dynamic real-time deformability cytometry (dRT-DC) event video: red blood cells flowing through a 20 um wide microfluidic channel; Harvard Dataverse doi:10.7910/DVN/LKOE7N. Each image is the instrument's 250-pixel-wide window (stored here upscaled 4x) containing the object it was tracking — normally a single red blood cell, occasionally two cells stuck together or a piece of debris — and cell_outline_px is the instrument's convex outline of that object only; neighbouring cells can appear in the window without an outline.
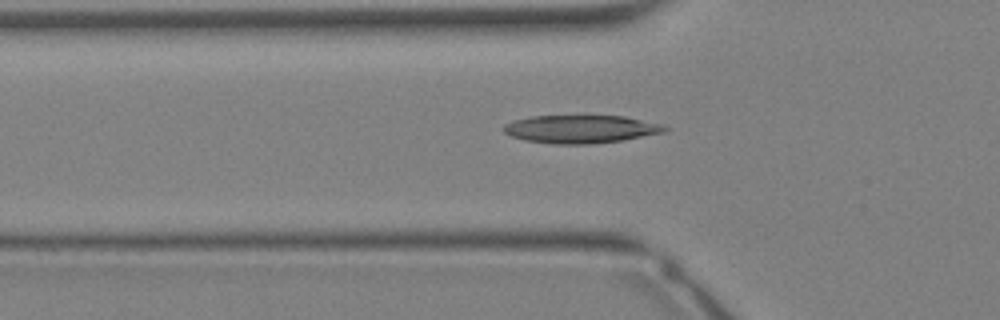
{"species": "Egyptian fruit bat (a non-hibernating species)", "species_latin": "Rousettus aegyptiacus", "temperature_condition": "warm", "stored_images_in_passage": 24, "camera_frame_rate_fps": 3000, "um_per_image_px": 0.085, "animal": {"sex": "female"}, "frame": {"image": 1, "passage_image": 3, "time_ms": 0.667, "image_size_px": [1000, 320], "cell_outline_px": [[668, 128], [664, 132], [624, 140], [588, 144], [552, 144], [524, 140], [512, 136], [504, 132], [500, 128], [504, 124], [512, 120], [532, 116], [624, 116], [664, 124]], "centroid_in_image_um": [49.34, 10.97], "position_along_channel_um": 76.5, "area_um2": 26.47}}
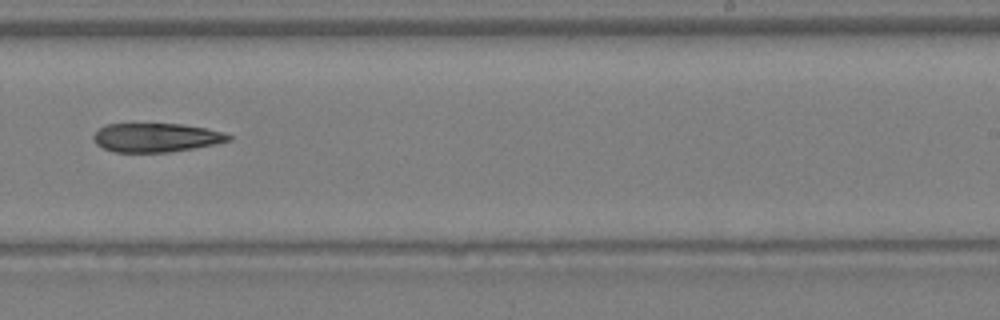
{"frame": {"image": 2, "passage_image": 13, "time_ms": 4.0, "image_size_px": [1000, 320], "cell_outline_px": [[232, 140], [216, 144], [168, 152], [112, 152], [96, 144], [92, 136], [104, 124], [180, 124], [208, 128], [224, 132], [232, 136]], "centroid_in_image_um": [13.28, 11.69], "position_along_channel_um": 275.7, "area_um2": 22.77}}
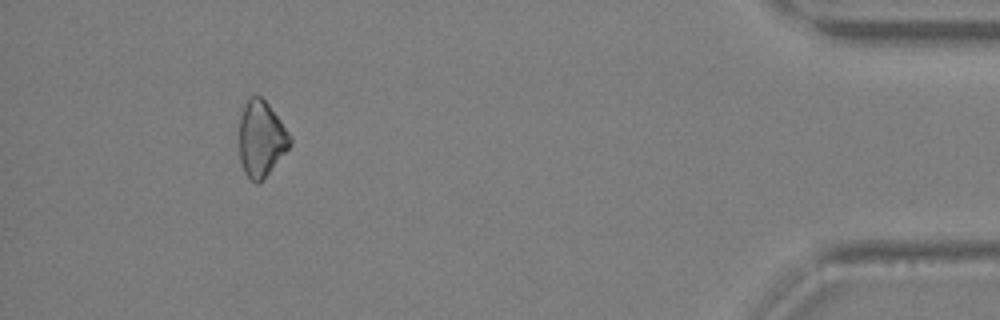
{"frame": {"image": 3, "passage_image": 23, "time_ms": 7.333, "image_size_px": [1000, 320], "cell_outline_px": [[292, 144], [264, 180], [260, 184], [256, 184], [244, 172], [240, 160], [240, 116], [244, 104], [248, 96], [260, 96], [268, 104], [292, 136]], "centroid_in_image_um": [22.21, 11.82], "position_along_channel_um": 413.0, "area_um2": 22.6}}